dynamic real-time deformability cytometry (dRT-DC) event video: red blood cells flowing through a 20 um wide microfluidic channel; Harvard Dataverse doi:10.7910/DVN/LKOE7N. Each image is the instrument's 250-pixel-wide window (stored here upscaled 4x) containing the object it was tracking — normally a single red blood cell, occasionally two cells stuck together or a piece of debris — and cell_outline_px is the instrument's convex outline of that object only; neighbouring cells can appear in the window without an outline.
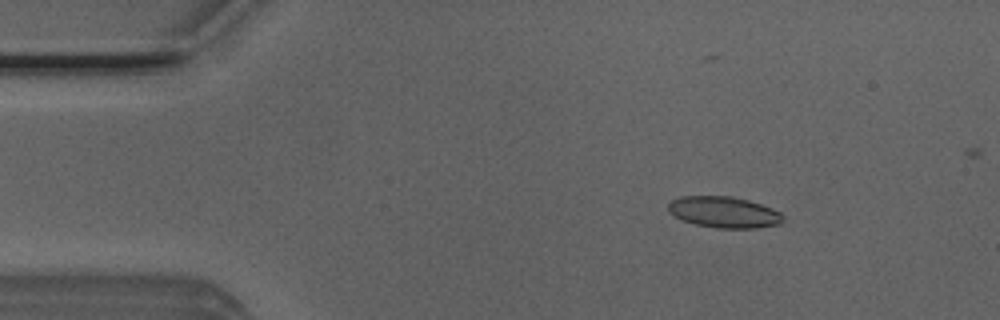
{"species": "Egyptian fruit bat (a non-hibernating species)", "species_latin": "Rousettus aegyptiacus", "temperature_condition": "room temperature", "stored_images_in_passage": 49, "camera_frame_rate_fps": 3000, "um_per_image_px": 0.085, "animal": {"sex": "male"}, "frame": {"image": 1, "passage_image": 7, "time_ms": 2.0, "image_size_px": [1000, 320], "cell_outline_px": [[784, 220], [780, 224], [756, 228], [716, 228], [696, 224], [680, 220], [668, 212], [668, 204], [672, 200], [680, 196], [732, 196], [748, 200], [772, 208], [780, 212], [784, 216]], "centroid_in_image_um": [61.53, 18.03], "position_along_channel_um": 23.5, "area_um2": 21.04}}
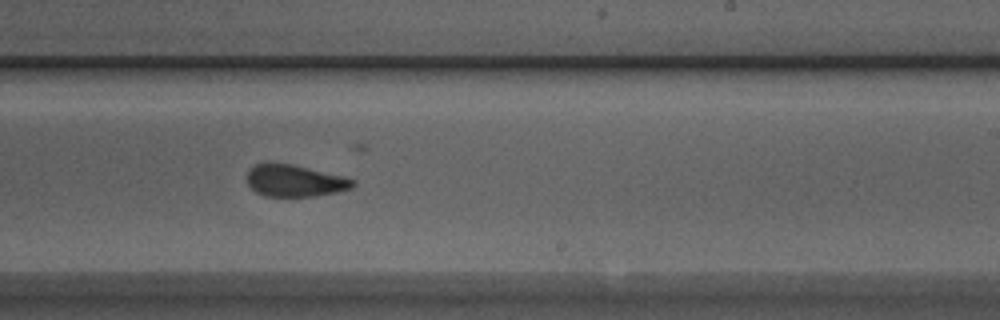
{"frame": {"image": 2, "passage_image": 31, "time_ms": 10.0, "image_size_px": [1000, 320], "cell_outline_px": [[356, 184], [352, 188], [336, 192], [312, 196], [264, 196], [256, 192], [248, 184], [248, 172], [256, 164], [268, 160], [272, 160], [292, 164], [344, 176], [356, 180]], "centroid_in_image_um": [25.05, 15.33], "position_along_channel_um": 263.9, "area_um2": 19.94}}
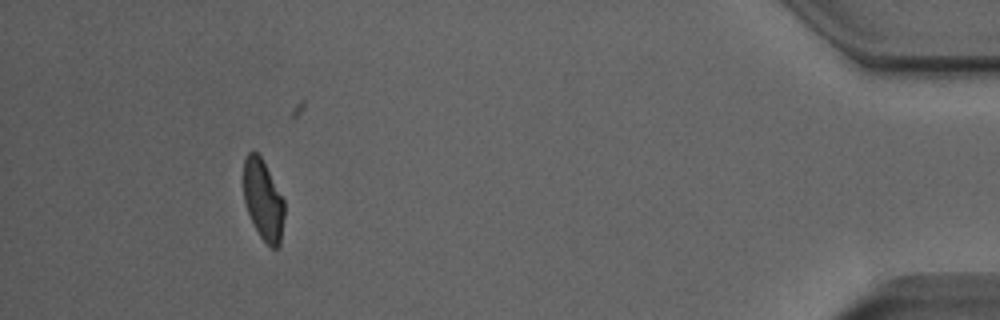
{"frame": {"image": 3, "passage_image": 48, "time_ms": 15.667, "image_size_px": [1000, 320], "cell_outline_px": [[284, 216], [280, 244], [276, 248], [272, 248], [260, 236], [248, 212], [244, 200], [244, 160], [248, 152], [256, 152], [260, 156], [284, 200]], "centroid_in_image_um": [22.37, 17.01], "position_along_channel_um": 412.8, "area_um2": 18.67}, "authors_computed_cell_mechanics": {"area_um2": 20.5768, "velocity_mm_per_s": 3.8566, "shape_relaxation_time_tau1_ms": null, "shape_relaxation_time_tau2_ms": 1.7132, "deformation_change_tau1": null, "deformation_change_tau2": 0.0886}}